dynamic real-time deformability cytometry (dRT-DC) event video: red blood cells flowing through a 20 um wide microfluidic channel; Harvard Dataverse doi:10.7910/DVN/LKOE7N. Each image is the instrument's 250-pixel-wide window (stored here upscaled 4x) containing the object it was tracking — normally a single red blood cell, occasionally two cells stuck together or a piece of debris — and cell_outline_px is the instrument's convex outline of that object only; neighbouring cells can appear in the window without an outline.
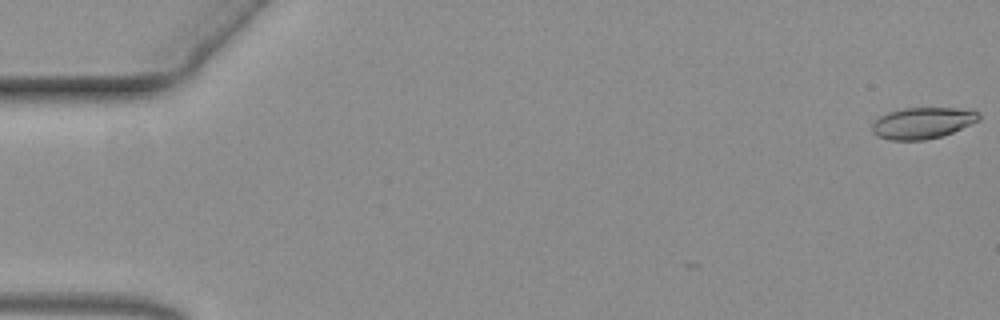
{"species": "common noctule bat (a hibernating species)", "species_latin": "Nyctalus noctula", "temperature_condition": "warm", "stored_images_in_passage": 14, "camera_frame_rate_fps": 3000, "um_per_image_px": 0.085, "animal": {"sex": "female", "body_mass_g": 19.3, "forearm_length_mm": 54.1}, "frame": {"image": 1, "passage_image": 1, "time_ms": 0.0, "image_size_px": [1000, 320], "cell_outline_px": [[980, 120], [952, 132], [940, 136], [924, 140], [888, 140], [876, 136], [872, 132], [872, 124], [880, 116], [888, 112], [900, 108], [972, 108], [980, 112]], "centroid_in_image_um": [78.43, 10.44], "position_along_channel_um": 6.6, "area_um2": 19.71}}